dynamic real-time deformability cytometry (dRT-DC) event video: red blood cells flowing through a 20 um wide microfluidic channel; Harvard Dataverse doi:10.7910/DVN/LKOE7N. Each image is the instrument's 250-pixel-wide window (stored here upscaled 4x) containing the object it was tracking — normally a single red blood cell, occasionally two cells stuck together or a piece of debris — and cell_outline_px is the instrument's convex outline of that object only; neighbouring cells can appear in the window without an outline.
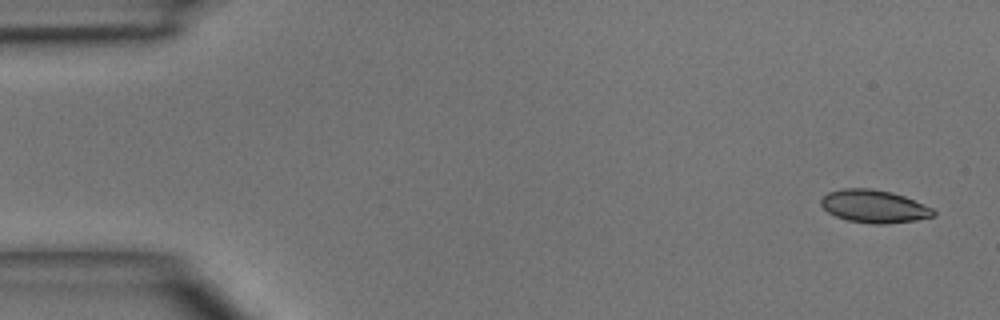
{"species": "common noctule bat (a hibernating species)", "species_latin": "Nyctalus noctula", "temperature_condition": "room temperature", "stored_images_in_passage": 4, "camera_frame_rate_fps": 3000, "um_per_image_px": 0.085, "animal": {"sex": "male", "body_mass_g": 15.6}, "frame": {"image": 1, "passage_image": 1, "time_ms": 0.0, "image_size_px": [1000, 320], "cell_outline_px": [[936, 216], [916, 220], [888, 224], [872, 224], [848, 220], [836, 216], [828, 212], [820, 204], [820, 200], [828, 192], [844, 188], [872, 188], [892, 192], [904, 196], [932, 208], [936, 212]], "centroid_in_image_um": [74.31, 17.54], "position_along_channel_um": 10.7, "area_um2": 21.56}}
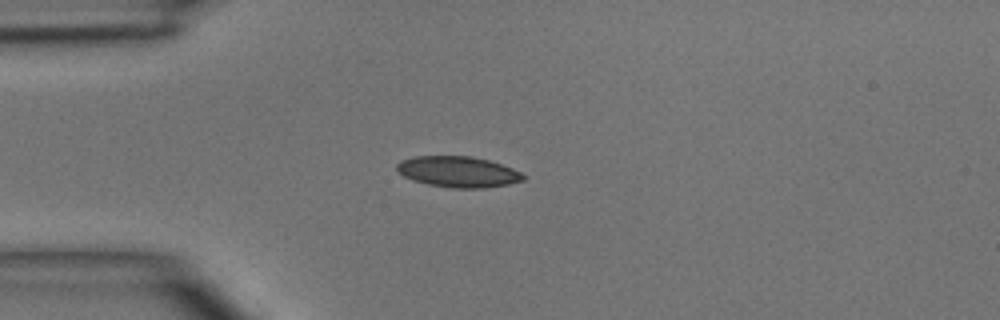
{"frame": {"image": 2, "passage_image": 4, "time_ms": 3.333, "image_size_px": [1000, 320], "cell_outline_px": [[524, 180], [508, 184], [484, 188], [452, 188], [428, 184], [412, 180], [396, 172], [396, 164], [400, 160], [416, 156], [472, 156], [488, 160], [512, 168], [520, 172], [524, 176]], "centroid_in_image_um": [38.89, 14.6], "position_along_channel_um": 46.1, "area_um2": 22.77}}